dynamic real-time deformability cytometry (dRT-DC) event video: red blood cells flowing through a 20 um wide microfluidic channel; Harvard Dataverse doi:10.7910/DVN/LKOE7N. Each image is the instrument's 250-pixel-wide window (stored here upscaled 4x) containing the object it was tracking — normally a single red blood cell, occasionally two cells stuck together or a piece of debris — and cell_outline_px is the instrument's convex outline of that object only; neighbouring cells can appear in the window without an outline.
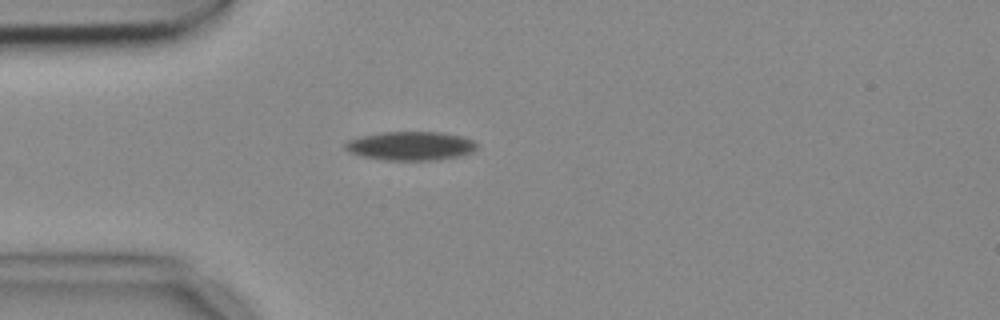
{"species": "common noctule bat (a hibernating species)", "species_latin": "Nyctalus noctula", "temperature_condition": "cold", "stored_images_in_passage": 4, "camera_frame_rate_fps": 3000, "um_per_image_px": 0.085, "animal": {"sex": "female", "body_mass_g": 18.4}, "frame": {"image": 1, "passage_image": 4, "time_ms": 1.0, "image_size_px": [1000, 320], "cell_outline_px": [[476, 148], [472, 152], [464, 156], [440, 160], [384, 160], [360, 156], [348, 152], [344, 148], [344, 144], [348, 140], [380, 132], [440, 132], [464, 136], [472, 140], [476, 144]], "centroid_in_image_um": [34.92, 12.41], "position_along_channel_um": 50.1, "area_um2": 22.37}}